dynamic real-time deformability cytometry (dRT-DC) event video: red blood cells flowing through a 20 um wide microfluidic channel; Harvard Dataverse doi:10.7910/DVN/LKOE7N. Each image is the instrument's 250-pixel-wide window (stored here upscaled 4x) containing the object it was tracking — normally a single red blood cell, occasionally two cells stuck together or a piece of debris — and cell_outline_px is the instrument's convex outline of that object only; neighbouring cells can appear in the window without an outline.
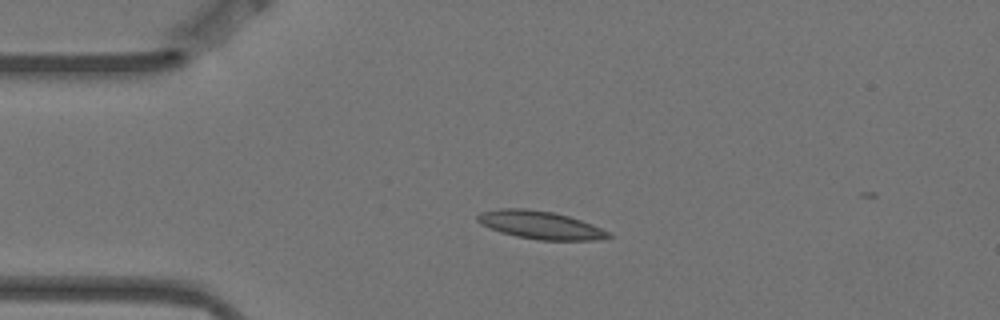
{"species": "Egyptian fruit bat (a non-hibernating species)", "species_latin": "Rousettus aegyptiacus", "temperature_condition": "warm", "stored_images_in_passage": 3, "camera_frame_rate_fps": 3000, "um_per_image_px": 0.085, "animal": {"sex": "female"}, "frame": {"image": 1, "passage_image": 3, "time_ms": 0.667, "image_size_px": [1000, 320], "cell_outline_px": [[612, 236], [596, 240], [540, 240], [516, 236], [500, 232], [488, 228], [480, 224], [476, 220], [476, 216], [480, 212], [500, 208], [524, 208], [552, 212], [568, 216], [592, 224], [612, 232]], "centroid_in_image_um": [45.9, 19.12], "position_along_channel_um": 39.1, "area_um2": 21.44}}